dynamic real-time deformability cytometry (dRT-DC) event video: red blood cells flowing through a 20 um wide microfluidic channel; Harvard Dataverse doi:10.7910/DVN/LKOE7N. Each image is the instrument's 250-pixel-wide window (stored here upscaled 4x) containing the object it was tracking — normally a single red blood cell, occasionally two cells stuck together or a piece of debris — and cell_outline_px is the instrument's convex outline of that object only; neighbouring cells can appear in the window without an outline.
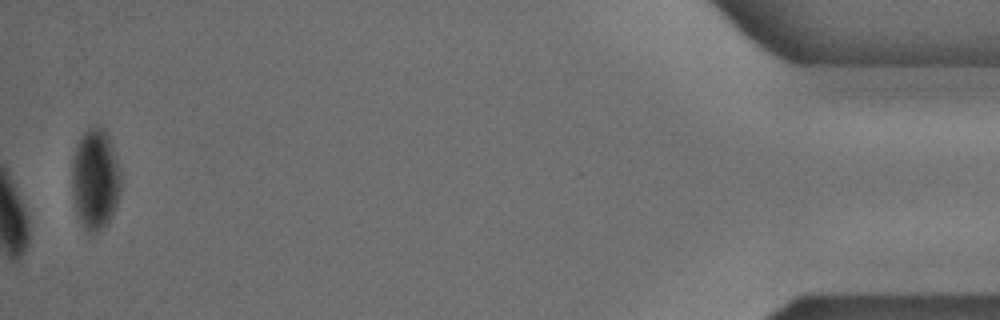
{"species": "common noctule bat (a hibernating species)", "species_latin": "Nyctalus noctula", "temperature_condition": "cold", "stored_images_in_passage": 46, "camera_frame_rate_fps": 3000, "um_per_image_px": 0.085, "animal": {"sex": "male", "body_mass_g": 18.8}, "frame": {"image": 1, "passage_image": 46, "time_ms": 15.0, "image_size_px": [1000, 320], "cell_outline_px": [[120, 188], [116, 204], [112, 216], [108, 224], [104, 228], [96, 232], [88, 232], [84, 228], [76, 216], [72, 196], [72, 160], [76, 148], [84, 132], [92, 124], [96, 124], [104, 128], [108, 132], [120, 168]], "centroid_in_image_um": [8.09, 15.23], "position_along_channel_um": 427.1, "area_um2": 29.19}, "authors_computed_cell_mechanics": {"area_um2": 27.2238, "velocity_mm_per_s": 3.7399, "shape_relaxation_time_tau1_ms": 1.4188, "shape_relaxation_time_tau2_ms": null, "deformation_change_tau1": 0.0438, "deformation_change_tau2": null}}